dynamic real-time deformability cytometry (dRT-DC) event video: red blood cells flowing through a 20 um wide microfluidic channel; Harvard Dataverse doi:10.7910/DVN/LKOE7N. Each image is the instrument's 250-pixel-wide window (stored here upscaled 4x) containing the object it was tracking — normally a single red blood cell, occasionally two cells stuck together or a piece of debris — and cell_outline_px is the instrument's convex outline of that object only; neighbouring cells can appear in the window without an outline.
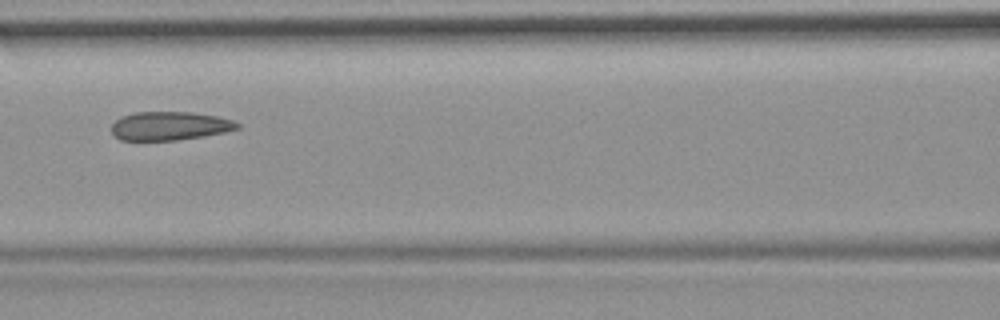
{"species": "common noctule bat (a hibernating species)", "species_latin": "Nyctalus noctula", "temperature_condition": "room temperature", "stored_images_in_passage": 8, "camera_frame_rate_fps": 3000, "um_per_image_px": 0.085, "animal": {"sex": "female", "body_mass_g": 19.9}, "frame": {"image": 1, "passage_image": 6, "time_ms": 6.667, "image_size_px": [1000, 320], "cell_outline_px": [[240, 128], [224, 132], [204, 136], [176, 140], [120, 140], [112, 136], [112, 124], [120, 116], [136, 112], [192, 112], [216, 116], [232, 120], [240, 124]], "centroid_in_image_um": [14.4, 10.7], "position_along_channel_um": 152.2, "area_um2": 21.04}}